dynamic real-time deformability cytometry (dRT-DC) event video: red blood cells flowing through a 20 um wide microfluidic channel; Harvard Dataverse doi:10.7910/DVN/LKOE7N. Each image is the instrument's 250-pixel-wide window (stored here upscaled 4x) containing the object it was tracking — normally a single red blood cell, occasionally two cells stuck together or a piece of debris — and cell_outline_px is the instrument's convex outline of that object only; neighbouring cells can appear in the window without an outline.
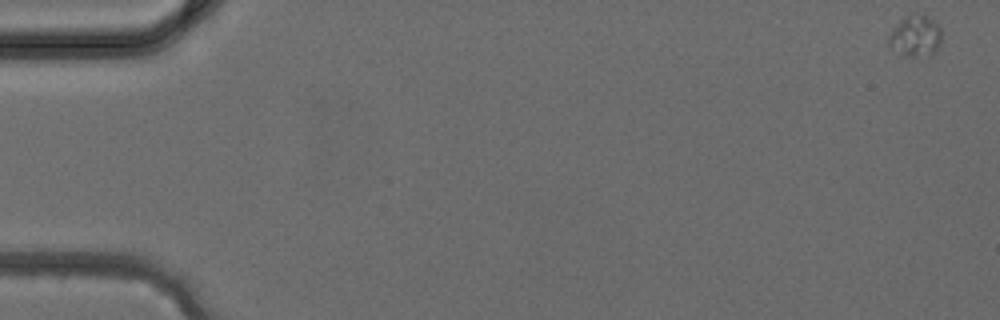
{"species": "common noctule bat (a hibernating species)", "species_latin": "Nyctalus noctula", "temperature_condition": "cold", "stored_images_in_passage": 39, "camera_frame_rate_fps": 3000, "um_per_image_px": 0.085, "animal": {"sex": "female", "body_mass_g": 24.6, "forearm_length_mm": 56.2}, "frame": {"image": 1, "passage_image": 1, "time_ms": 0.0, "image_size_px": [1000, 320], "cell_outline_px": [[940, 44], [936, 52], [932, 56], [904, 56], [888, 44], [888, 36], [892, 28], [904, 16], [920, 12], [928, 16], [940, 24]], "centroid_in_image_um": [77.83, 3.04], "position_along_channel_um": 7.2, "area_um2": 13.06}}